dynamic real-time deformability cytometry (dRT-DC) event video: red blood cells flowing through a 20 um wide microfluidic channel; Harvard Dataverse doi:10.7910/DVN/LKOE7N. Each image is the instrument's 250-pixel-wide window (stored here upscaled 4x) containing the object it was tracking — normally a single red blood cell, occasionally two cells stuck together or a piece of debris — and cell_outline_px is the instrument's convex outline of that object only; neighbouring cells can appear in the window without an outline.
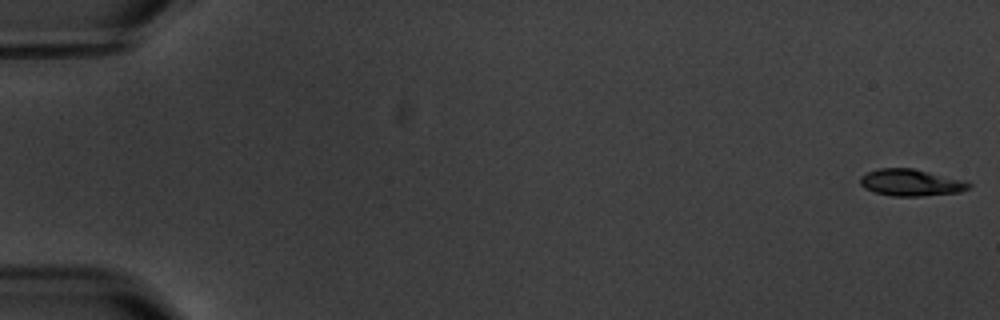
{"species": "common noctule bat (a hibernating species)", "species_latin": "Nyctalus noctula", "temperature_condition": "warm", "stored_images_in_passage": 5, "camera_frame_rate_fps": 3000, "um_per_image_px": 0.085, "animal": {"sex": "male", "body_mass_g": 20.1, "forearm_length_mm": 53.5}, "frame": {"image": 1, "passage_image": 1, "time_ms": 0.0, "image_size_px": [1000, 320], "cell_outline_px": [[972, 184], [968, 188], [960, 192], [920, 196], [892, 196], [876, 192], [864, 188], [860, 184], [860, 176], [868, 172], [880, 168], [912, 168], [968, 180]], "centroid_in_image_um": [77.47, 15.51], "position_along_channel_um": 7.5, "area_um2": 17.05}}
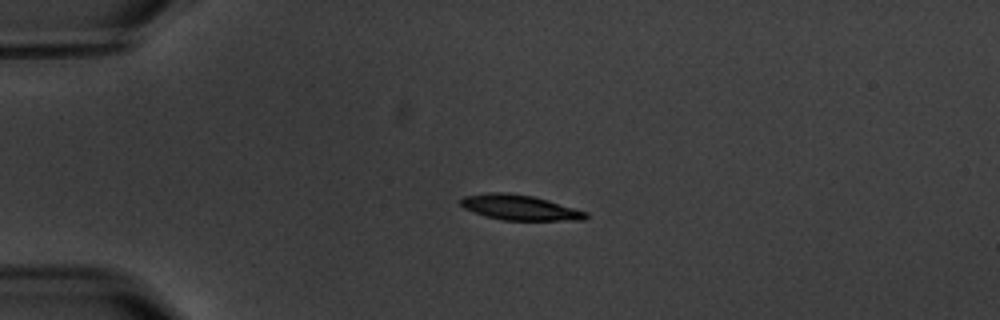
{"frame": {"image": 2, "passage_image": 4, "time_ms": 7.667, "image_size_px": [1000, 320], "cell_outline_px": [[588, 216], [584, 220], [504, 220], [484, 216], [464, 208], [460, 204], [460, 200], [464, 196], [488, 192], [508, 192], [532, 196], [548, 200], [588, 212]], "centroid_in_image_um": [44.16, 17.63], "position_along_channel_um": 40.8, "area_um2": 18.38}}